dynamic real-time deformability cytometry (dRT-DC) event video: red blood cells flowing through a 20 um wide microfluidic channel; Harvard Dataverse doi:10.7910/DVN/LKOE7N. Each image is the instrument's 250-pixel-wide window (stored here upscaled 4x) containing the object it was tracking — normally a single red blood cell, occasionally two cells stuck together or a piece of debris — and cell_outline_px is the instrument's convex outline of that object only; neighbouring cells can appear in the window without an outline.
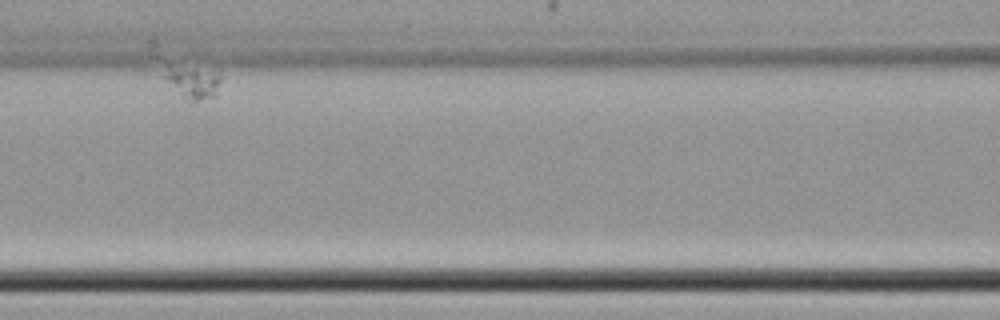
{"species": "common noctule bat (a hibernating species)", "species_latin": "Nyctalus noctula", "temperature_condition": "cold", "stored_images_in_passage": 10, "camera_frame_rate_fps": 3000, "um_per_image_px": 0.085, "animal": {"sex": "female", "body_mass_g": 22.7, "forearm_length_mm": 54.2}, "frame": {"image": 1, "passage_image": 5, "time_ms": 5.0, "image_size_px": [1000, 320], "cell_outline_px": [[220, 80], [216, 96], [192, 104], [188, 104], [160, 76], [168, 64], [220, 72]], "centroid_in_image_um": [16.32, 7.02], "position_along_channel_um": 150.3, "area_um2": 11.5}}